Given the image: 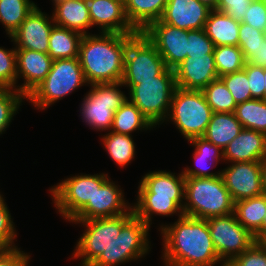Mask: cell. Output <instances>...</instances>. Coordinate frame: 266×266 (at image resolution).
<instances>
[{"instance_id":"53","label":"cell","mask_w":266,"mask_h":266,"mask_svg":"<svg viewBox=\"0 0 266 266\" xmlns=\"http://www.w3.org/2000/svg\"><path fill=\"white\" fill-rule=\"evenodd\" d=\"M261 243L266 247V237L261 241Z\"/></svg>"},{"instance_id":"15","label":"cell","mask_w":266,"mask_h":266,"mask_svg":"<svg viewBox=\"0 0 266 266\" xmlns=\"http://www.w3.org/2000/svg\"><path fill=\"white\" fill-rule=\"evenodd\" d=\"M221 176L234 202L263 192L261 162H236L221 170Z\"/></svg>"},{"instance_id":"8","label":"cell","mask_w":266,"mask_h":266,"mask_svg":"<svg viewBox=\"0 0 266 266\" xmlns=\"http://www.w3.org/2000/svg\"><path fill=\"white\" fill-rule=\"evenodd\" d=\"M134 216L128 213L115 217L95 218L87 221H69L82 224L86 229L78 239L71 258L81 259L80 266H90L100 254L107 250L120 233L121 228Z\"/></svg>"},{"instance_id":"11","label":"cell","mask_w":266,"mask_h":266,"mask_svg":"<svg viewBox=\"0 0 266 266\" xmlns=\"http://www.w3.org/2000/svg\"><path fill=\"white\" fill-rule=\"evenodd\" d=\"M80 174L67 177L49 189L55 209L68 221L93 200L96 189L109 179L108 173Z\"/></svg>"},{"instance_id":"50","label":"cell","mask_w":266,"mask_h":266,"mask_svg":"<svg viewBox=\"0 0 266 266\" xmlns=\"http://www.w3.org/2000/svg\"><path fill=\"white\" fill-rule=\"evenodd\" d=\"M202 4L206 5L211 10H216L217 4L219 0H198Z\"/></svg>"},{"instance_id":"14","label":"cell","mask_w":266,"mask_h":266,"mask_svg":"<svg viewBox=\"0 0 266 266\" xmlns=\"http://www.w3.org/2000/svg\"><path fill=\"white\" fill-rule=\"evenodd\" d=\"M142 33L156 47L167 68L174 70L187 57L188 30L157 20Z\"/></svg>"},{"instance_id":"26","label":"cell","mask_w":266,"mask_h":266,"mask_svg":"<svg viewBox=\"0 0 266 266\" xmlns=\"http://www.w3.org/2000/svg\"><path fill=\"white\" fill-rule=\"evenodd\" d=\"M240 22L224 13L211 10L204 25L207 37L214 46H238Z\"/></svg>"},{"instance_id":"1","label":"cell","mask_w":266,"mask_h":266,"mask_svg":"<svg viewBox=\"0 0 266 266\" xmlns=\"http://www.w3.org/2000/svg\"><path fill=\"white\" fill-rule=\"evenodd\" d=\"M159 229L165 266H225L214 248L207 219L183 215Z\"/></svg>"},{"instance_id":"27","label":"cell","mask_w":266,"mask_h":266,"mask_svg":"<svg viewBox=\"0 0 266 266\" xmlns=\"http://www.w3.org/2000/svg\"><path fill=\"white\" fill-rule=\"evenodd\" d=\"M242 129L243 125L238 121L234 112H213L202 137L224 150Z\"/></svg>"},{"instance_id":"43","label":"cell","mask_w":266,"mask_h":266,"mask_svg":"<svg viewBox=\"0 0 266 266\" xmlns=\"http://www.w3.org/2000/svg\"><path fill=\"white\" fill-rule=\"evenodd\" d=\"M243 23L249 24L259 31L266 30V0H253L248 7Z\"/></svg>"},{"instance_id":"38","label":"cell","mask_w":266,"mask_h":266,"mask_svg":"<svg viewBox=\"0 0 266 266\" xmlns=\"http://www.w3.org/2000/svg\"><path fill=\"white\" fill-rule=\"evenodd\" d=\"M231 92L236 104L253 99L249 88L247 73L244 69L220 77Z\"/></svg>"},{"instance_id":"21","label":"cell","mask_w":266,"mask_h":266,"mask_svg":"<svg viewBox=\"0 0 266 266\" xmlns=\"http://www.w3.org/2000/svg\"><path fill=\"white\" fill-rule=\"evenodd\" d=\"M210 11L198 0H168L160 20L183 30H201Z\"/></svg>"},{"instance_id":"40","label":"cell","mask_w":266,"mask_h":266,"mask_svg":"<svg viewBox=\"0 0 266 266\" xmlns=\"http://www.w3.org/2000/svg\"><path fill=\"white\" fill-rule=\"evenodd\" d=\"M16 232L11 213L6 205L3 195L0 193V250L18 247L14 243L18 237Z\"/></svg>"},{"instance_id":"41","label":"cell","mask_w":266,"mask_h":266,"mask_svg":"<svg viewBox=\"0 0 266 266\" xmlns=\"http://www.w3.org/2000/svg\"><path fill=\"white\" fill-rule=\"evenodd\" d=\"M227 266H266V247L255 242L248 250L233 258Z\"/></svg>"},{"instance_id":"28","label":"cell","mask_w":266,"mask_h":266,"mask_svg":"<svg viewBox=\"0 0 266 266\" xmlns=\"http://www.w3.org/2000/svg\"><path fill=\"white\" fill-rule=\"evenodd\" d=\"M82 36L77 31L54 25L49 35L48 54L51 59L77 58Z\"/></svg>"},{"instance_id":"29","label":"cell","mask_w":266,"mask_h":266,"mask_svg":"<svg viewBox=\"0 0 266 266\" xmlns=\"http://www.w3.org/2000/svg\"><path fill=\"white\" fill-rule=\"evenodd\" d=\"M266 212V196L261 194L234 202V214L253 236L261 229Z\"/></svg>"},{"instance_id":"36","label":"cell","mask_w":266,"mask_h":266,"mask_svg":"<svg viewBox=\"0 0 266 266\" xmlns=\"http://www.w3.org/2000/svg\"><path fill=\"white\" fill-rule=\"evenodd\" d=\"M24 99L26 97L15 89L0 88V135L14 120Z\"/></svg>"},{"instance_id":"51","label":"cell","mask_w":266,"mask_h":266,"mask_svg":"<svg viewBox=\"0 0 266 266\" xmlns=\"http://www.w3.org/2000/svg\"><path fill=\"white\" fill-rule=\"evenodd\" d=\"M264 96H263V99L262 100H265L266 101V67H264Z\"/></svg>"},{"instance_id":"45","label":"cell","mask_w":266,"mask_h":266,"mask_svg":"<svg viewBox=\"0 0 266 266\" xmlns=\"http://www.w3.org/2000/svg\"><path fill=\"white\" fill-rule=\"evenodd\" d=\"M253 0H219L216 10L242 22Z\"/></svg>"},{"instance_id":"39","label":"cell","mask_w":266,"mask_h":266,"mask_svg":"<svg viewBox=\"0 0 266 266\" xmlns=\"http://www.w3.org/2000/svg\"><path fill=\"white\" fill-rule=\"evenodd\" d=\"M265 38L264 31H259L249 24L240 22L238 47L243 52L246 62L254 56V51Z\"/></svg>"},{"instance_id":"52","label":"cell","mask_w":266,"mask_h":266,"mask_svg":"<svg viewBox=\"0 0 266 266\" xmlns=\"http://www.w3.org/2000/svg\"><path fill=\"white\" fill-rule=\"evenodd\" d=\"M63 1H65V0H52L53 6L56 7L58 4H60Z\"/></svg>"},{"instance_id":"13","label":"cell","mask_w":266,"mask_h":266,"mask_svg":"<svg viewBox=\"0 0 266 266\" xmlns=\"http://www.w3.org/2000/svg\"><path fill=\"white\" fill-rule=\"evenodd\" d=\"M211 239L219 259L227 265L256 241L235 217V214L207 219Z\"/></svg>"},{"instance_id":"3","label":"cell","mask_w":266,"mask_h":266,"mask_svg":"<svg viewBox=\"0 0 266 266\" xmlns=\"http://www.w3.org/2000/svg\"><path fill=\"white\" fill-rule=\"evenodd\" d=\"M137 194L132 210L150 227L154 214L168 217L176 213L178 218L184 215L185 177L182 172L176 176L166 170L150 171L142 176Z\"/></svg>"},{"instance_id":"2","label":"cell","mask_w":266,"mask_h":266,"mask_svg":"<svg viewBox=\"0 0 266 266\" xmlns=\"http://www.w3.org/2000/svg\"><path fill=\"white\" fill-rule=\"evenodd\" d=\"M134 36L101 32L82 36L78 59L88 84L122 81L127 44Z\"/></svg>"},{"instance_id":"10","label":"cell","mask_w":266,"mask_h":266,"mask_svg":"<svg viewBox=\"0 0 266 266\" xmlns=\"http://www.w3.org/2000/svg\"><path fill=\"white\" fill-rule=\"evenodd\" d=\"M150 226L135 215L121 228L109 248L90 266H118L143 258L150 251Z\"/></svg>"},{"instance_id":"12","label":"cell","mask_w":266,"mask_h":266,"mask_svg":"<svg viewBox=\"0 0 266 266\" xmlns=\"http://www.w3.org/2000/svg\"><path fill=\"white\" fill-rule=\"evenodd\" d=\"M166 69L165 61L156 47L142 32H138L127 44L121 82L129 90L138 84V80L154 79Z\"/></svg>"},{"instance_id":"44","label":"cell","mask_w":266,"mask_h":266,"mask_svg":"<svg viewBox=\"0 0 266 266\" xmlns=\"http://www.w3.org/2000/svg\"><path fill=\"white\" fill-rule=\"evenodd\" d=\"M244 70L247 73L252 98L263 99L265 88L264 67L246 62Z\"/></svg>"},{"instance_id":"5","label":"cell","mask_w":266,"mask_h":266,"mask_svg":"<svg viewBox=\"0 0 266 266\" xmlns=\"http://www.w3.org/2000/svg\"><path fill=\"white\" fill-rule=\"evenodd\" d=\"M176 88L175 72L167 68L154 79L138 80L129 89L128 100L156 127L167 119Z\"/></svg>"},{"instance_id":"33","label":"cell","mask_w":266,"mask_h":266,"mask_svg":"<svg viewBox=\"0 0 266 266\" xmlns=\"http://www.w3.org/2000/svg\"><path fill=\"white\" fill-rule=\"evenodd\" d=\"M234 113L244 129H251L266 134L265 100L253 98L239 103Z\"/></svg>"},{"instance_id":"9","label":"cell","mask_w":266,"mask_h":266,"mask_svg":"<svg viewBox=\"0 0 266 266\" xmlns=\"http://www.w3.org/2000/svg\"><path fill=\"white\" fill-rule=\"evenodd\" d=\"M90 86L80 108V116L89 127L97 131H110L115 112L128 100L120 90L122 82L95 83Z\"/></svg>"},{"instance_id":"47","label":"cell","mask_w":266,"mask_h":266,"mask_svg":"<svg viewBox=\"0 0 266 266\" xmlns=\"http://www.w3.org/2000/svg\"><path fill=\"white\" fill-rule=\"evenodd\" d=\"M248 63L266 67V38L254 51V56L248 61Z\"/></svg>"},{"instance_id":"20","label":"cell","mask_w":266,"mask_h":266,"mask_svg":"<svg viewBox=\"0 0 266 266\" xmlns=\"http://www.w3.org/2000/svg\"><path fill=\"white\" fill-rule=\"evenodd\" d=\"M52 64L49 54L16 49L17 82L20 78L24 80L17 86V91L27 97L46 78Z\"/></svg>"},{"instance_id":"31","label":"cell","mask_w":266,"mask_h":266,"mask_svg":"<svg viewBox=\"0 0 266 266\" xmlns=\"http://www.w3.org/2000/svg\"><path fill=\"white\" fill-rule=\"evenodd\" d=\"M101 141L108 156L121 168L128 166L134 159L136 151L132 135L108 131V133L103 135Z\"/></svg>"},{"instance_id":"49","label":"cell","mask_w":266,"mask_h":266,"mask_svg":"<svg viewBox=\"0 0 266 266\" xmlns=\"http://www.w3.org/2000/svg\"><path fill=\"white\" fill-rule=\"evenodd\" d=\"M261 162V171H262V183H263V192L266 196V156L262 158Z\"/></svg>"},{"instance_id":"16","label":"cell","mask_w":266,"mask_h":266,"mask_svg":"<svg viewBox=\"0 0 266 266\" xmlns=\"http://www.w3.org/2000/svg\"><path fill=\"white\" fill-rule=\"evenodd\" d=\"M124 198V192L110 178L96 189L89 201L70 221H87L95 218L115 217L128 213L132 206Z\"/></svg>"},{"instance_id":"32","label":"cell","mask_w":266,"mask_h":266,"mask_svg":"<svg viewBox=\"0 0 266 266\" xmlns=\"http://www.w3.org/2000/svg\"><path fill=\"white\" fill-rule=\"evenodd\" d=\"M36 6L31 0H0V22L8 37L13 35Z\"/></svg>"},{"instance_id":"22","label":"cell","mask_w":266,"mask_h":266,"mask_svg":"<svg viewBox=\"0 0 266 266\" xmlns=\"http://www.w3.org/2000/svg\"><path fill=\"white\" fill-rule=\"evenodd\" d=\"M266 156V134L242 129L223 150V161L230 163L261 161Z\"/></svg>"},{"instance_id":"34","label":"cell","mask_w":266,"mask_h":266,"mask_svg":"<svg viewBox=\"0 0 266 266\" xmlns=\"http://www.w3.org/2000/svg\"><path fill=\"white\" fill-rule=\"evenodd\" d=\"M201 91L213 112H235L237 104L220 77L210 82Z\"/></svg>"},{"instance_id":"19","label":"cell","mask_w":266,"mask_h":266,"mask_svg":"<svg viewBox=\"0 0 266 266\" xmlns=\"http://www.w3.org/2000/svg\"><path fill=\"white\" fill-rule=\"evenodd\" d=\"M91 27L98 26L101 33L136 35L138 32L129 23L124 0H89L87 2Z\"/></svg>"},{"instance_id":"25","label":"cell","mask_w":266,"mask_h":266,"mask_svg":"<svg viewBox=\"0 0 266 266\" xmlns=\"http://www.w3.org/2000/svg\"><path fill=\"white\" fill-rule=\"evenodd\" d=\"M168 0H124L126 17L137 32L160 20Z\"/></svg>"},{"instance_id":"4","label":"cell","mask_w":266,"mask_h":266,"mask_svg":"<svg viewBox=\"0 0 266 266\" xmlns=\"http://www.w3.org/2000/svg\"><path fill=\"white\" fill-rule=\"evenodd\" d=\"M184 215L208 219L234 213V201L219 177H185Z\"/></svg>"},{"instance_id":"6","label":"cell","mask_w":266,"mask_h":266,"mask_svg":"<svg viewBox=\"0 0 266 266\" xmlns=\"http://www.w3.org/2000/svg\"><path fill=\"white\" fill-rule=\"evenodd\" d=\"M83 85L89 84L85 79L78 57L58 59L53 61L46 78L26 99L36 109L44 110Z\"/></svg>"},{"instance_id":"18","label":"cell","mask_w":266,"mask_h":266,"mask_svg":"<svg viewBox=\"0 0 266 266\" xmlns=\"http://www.w3.org/2000/svg\"><path fill=\"white\" fill-rule=\"evenodd\" d=\"M174 72L176 86L184 90H202L219 78L214 54L187 55Z\"/></svg>"},{"instance_id":"48","label":"cell","mask_w":266,"mask_h":266,"mask_svg":"<svg viewBox=\"0 0 266 266\" xmlns=\"http://www.w3.org/2000/svg\"><path fill=\"white\" fill-rule=\"evenodd\" d=\"M266 237V212L261 229L254 235L256 242H261Z\"/></svg>"},{"instance_id":"23","label":"cell","mask_w":266,"mask_h":266,"mask_svg":"<svg viewBox=\"0 0 266 266\" xmlns=\"http://www.w3.org/2000/svg\"><path fill=\"white\" fill-rule=\"evenodd\" d=\"M188 142H190L189 144L195 148L193 159L195 160L197 167L189 168L187 166V168H184L182 170L184 177L203 178L221 176L222 171L219 170L218 172L213 173L210 172L209 169L212 167L214 168L220 159L221 161L223 160V150L203 137H195Z\"/></svg>"},{"instance_id":"7","label":"cell","mask_w":266,"mask_h":266,"mask_svg":"<svg viewBox=\"0 0 266 266\" xmlns=\"http://www.w3.org/2000/svg\"><path fill=\"white\" fill-rule=\"evenodd\" d=\"M213 111L201 90L176 88L166 121H172L182 136L189 141L202 137L211 120Z\"/></svg>"},{"instance_id":"42","label":"cell","mask_w":266,"mask_h":266,"mask_svg":"<svg viewBox=\"0 0 266 266\" xmlns=\"http://www.w3.org/2000/svg\"><path fill=\"white\" fill-rule=\"evenodd\" d=\"M214 47L204 29L188 30L187 55L213 54Z\"/></svg>"},{"instance_id":"24","label":"cell","mask_w":266,"mask_h":266,"mask_svg":"<svg viewBox=\"0 0 266 266\" xmlns=\"http://www.w3.org/2000/svg\"><path fill=\"white\" fill-rule=\"evenodd\" d=\"M52 17L55 25L71 29L82 35L92 34L88 4L81 0H65L54 7Z\"/></svg>"},{"instance_id":"35","label":"cell","mask_w":266,"mask_h":266,"mask_svg":"<svg viewBox=\"0 0 266 266\" xmlns=\"http://www.w3.org/2000/svg\"><path fill=\"white\" fill-rule=\"evenodd\" d=\"M214 61L218 77L244 69L246 61L238 46L223 45L214 47Z\"/></svg>"},{"instance_id":"17","label":"cell","mask_w":266,"mask_h":266,"mask_svg":"<svg viewBox=\"0 0 266 266\" xmlns=\"http://www.w3.org/2000/svg\"><path fill=\"white\" fill-rule=\"evenodd\" d=\"M54 25L53 17L42 12L36 6L9 38L14 45L16 44V49L34 50L48 54L49 35Z\"/></svg>"},{"instance_id":"46","label":"cell","mask_w":266,"mask_h":266,"mask_svg":"<svg viewBox=\"0 0 266 266\" xmlns=\"http://www.w3.org/2000/svg\"><path fill=\"white\" fill-rule=\"evenodd\" d=\"M30 257L18 247L0 250V266H28Z\"/></svg>"},{"instance_id":"30","label":"cell","mask_w":266,"mask_h":266,"mask_svg":"<svg viewBox=\"0 0 266 266\" xmlns=\"http://www.w3.org/2000/svg\"><path fill=\"white\" fill-rule=\"evenodd\" d=\"M154 126L142 112L127 100L114 114L113 125L110 131L118 134L132 135L136 130H151Z\"/></svg>"},{"instance_id":"37","label":"cell","mask_w":266,"mask_h":266,"mask_svg":"<svg viewBox=\"0 0 266 266\" xmlns=\"http://www.w3.org/2000/svg\"><path fill=\"white\" fill-rule=\"evenodd\" d=\"M16 48L0 47V88L17 90Z\"/></svg>"}]
</instances>
